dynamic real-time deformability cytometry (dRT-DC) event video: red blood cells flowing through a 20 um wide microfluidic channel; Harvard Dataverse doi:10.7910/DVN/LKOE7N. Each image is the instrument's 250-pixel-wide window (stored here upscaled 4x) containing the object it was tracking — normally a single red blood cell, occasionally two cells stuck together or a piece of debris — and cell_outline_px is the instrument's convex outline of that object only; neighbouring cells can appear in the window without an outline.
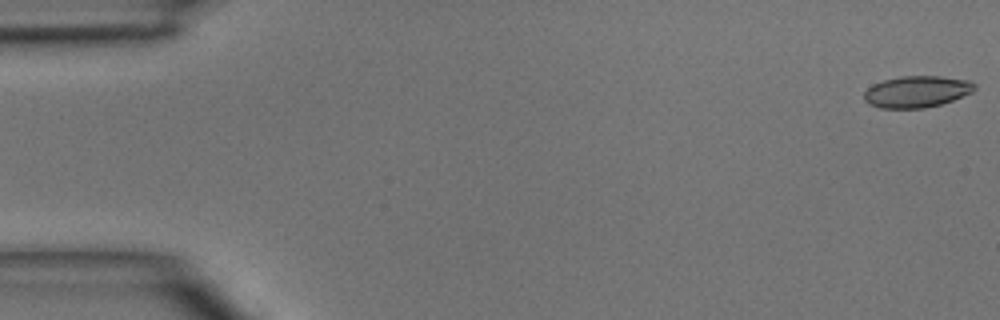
{"species": "common noctule bat (a hibernating species)", "species_latin": "Nyctalus noctula", "temperature_condition": "room temperature", "stored_images_in_passage": 46, "camera_frame_rate_fps": 3000, "um_per_image_px": 0.085, "animal": {"sex": "male", "body_mass_g": 15.6}, "frame": {"image": 1, "passage_image": 1, "time_ms": 0.0, "image_size_px": [1000, 320], "cell_outline_px": [[976, 88], [972, 92], [952, 100], [940, 104], [924, 108], [880, 108], [868, 104], [864, 100], [864, 92], [872, 84], [884, 80], [900, 76], [940, 76], [972, 80], [976, 84]], "centroid_in_image_um": [77.93, 7.78], "position_along_channel_um": 7.1, "area_um2": 20.46}}
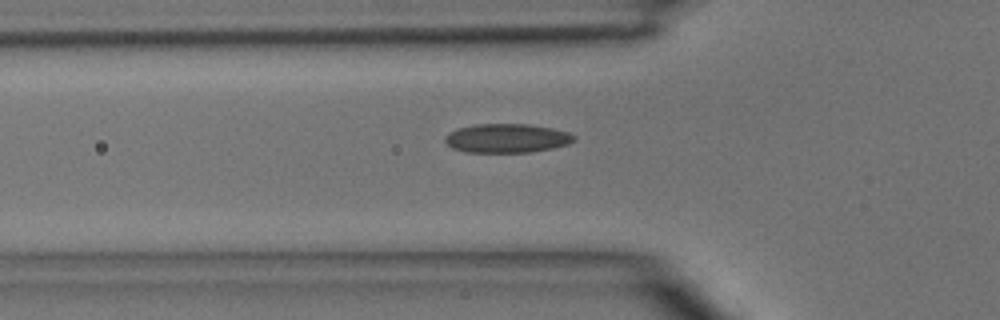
{"frame": {"image": 2, "passage_image": 16, "time_ms": 5.0, "image_size_px": [1000, 320], "cell_outline_px": [[576, 140], [568, 144], [552, 148], [532, 152], [464, 152], [452, 148], [444, 140], [444, 136], [448, 132], [456, 128], [476, 124], [528, 124], [552, 128], [568, 132], [576, 136]], "centroid_in_image_um": [43.06, 11.75], "position_along_channel_um": 82.7, "area_um2": 21.96}}
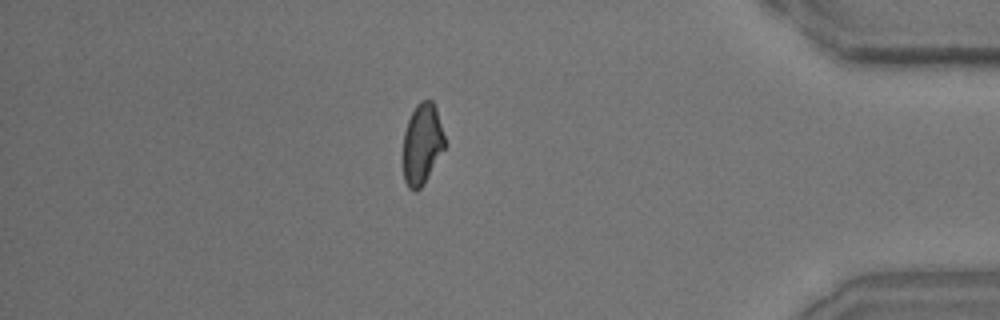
{"frame": {"image": 3, "passage_image": 41, "time_ms": 13.333, "image_size_px": [1000, 320], "cell_outline_px": [[448, 144], [424, 184], [416, 192], [408, 188], [404, 180], [404, 132], [408, 120], [416, 104], [420, 100], [432, 100], [436, 108]], "centroid_in_image_um": [35.92, 12.24], "position_along_channel_um": 399.3, "area_um2": 19.94}}